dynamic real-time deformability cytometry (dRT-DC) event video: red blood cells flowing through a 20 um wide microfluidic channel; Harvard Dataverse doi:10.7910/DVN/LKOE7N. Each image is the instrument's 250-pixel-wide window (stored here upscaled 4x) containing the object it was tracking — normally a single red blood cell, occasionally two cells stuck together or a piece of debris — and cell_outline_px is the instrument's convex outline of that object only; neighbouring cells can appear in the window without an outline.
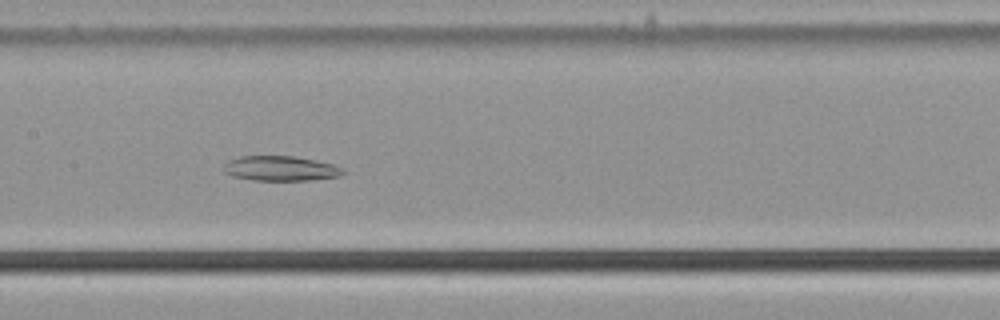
{"species": "common noctule bat (a hibernating species)", "species_latin": "Nyctalus noctula", "temperature_condition": "cold", "stored_images_in_passage": 56, "camera_frame_rate_fps": 3000, "um_per_image_px": 0.085, "animal": {"sex": "male", "body_mass_g": 21.5, "forearm_length_mm": 52.0}, "frame": {"image": 1, "passage_image": 28, "time_ms": 9.0, "image_size_px": [1000, 320], "cell_outline_px": [[344, 172], [340, 176], [312, 180], [252, 180], [232, 176], [224, 172], [224, 164], [228, 160], [240, 156], [296, 156], [316, 160], [332, 164], [340, 168]], "centroid_in_image_um": [23.81, 14.31], "position_along_channel_um": 183.6, "area_um2": 17.28}}
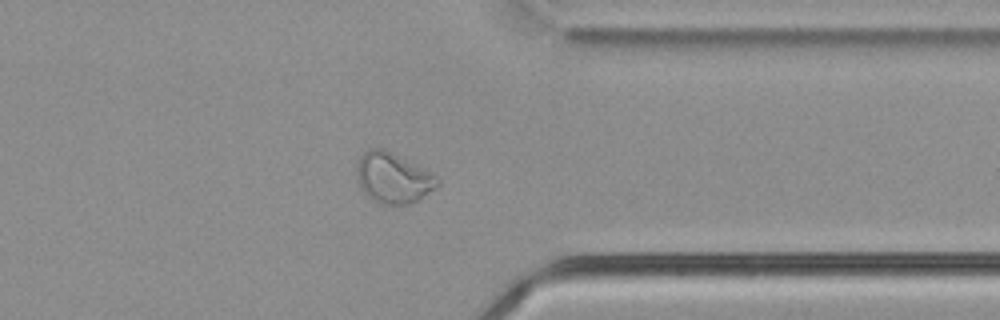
{"frame": {"image": 2, "passage_image": 44, "time_ms": 14.333, "image_size_px": [1000, 320], "cell_outline_px": [[440, 184], [436, 188], [416, 200], [408, 204], [380, 204], [372, 200], [360, 188], [356, 172], [356, 164], [360, 156], [368, 148], [384, 148], [416, 164], [440, 180]], "centroid_in_image_um": [33.37, 15.11], "position_along_channel_um": 378.0, "area_um2": 23.64}}
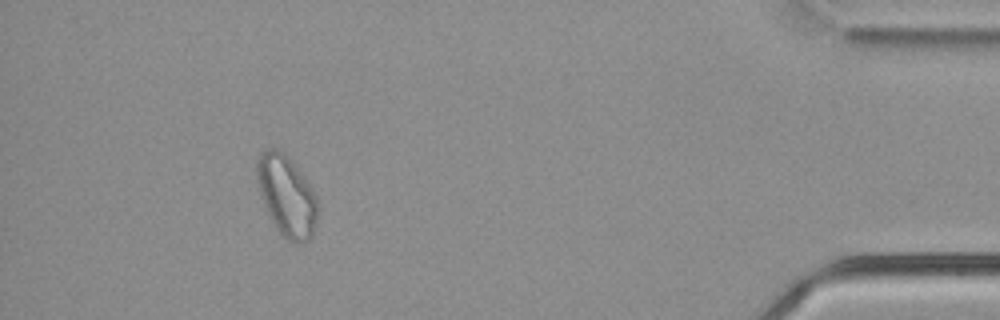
{"frame": {"image": 3, "passage_image": 51, "time_ms": 16.667, "image_size_px": [1000, 320], "cell_outline_px": [[320, 208], [312, 236], [304, 244], [288, 240], [276, 228], [260, 196], [256, 180], [256, 164], [260, 152], [268, 148], [276, 148], [296, 168], [308, 184], [316, 196]], "centroid_in_image_um": [24.36, 16.68], "position_along_channel_um": 410.8, "area_um2": 28.21}}